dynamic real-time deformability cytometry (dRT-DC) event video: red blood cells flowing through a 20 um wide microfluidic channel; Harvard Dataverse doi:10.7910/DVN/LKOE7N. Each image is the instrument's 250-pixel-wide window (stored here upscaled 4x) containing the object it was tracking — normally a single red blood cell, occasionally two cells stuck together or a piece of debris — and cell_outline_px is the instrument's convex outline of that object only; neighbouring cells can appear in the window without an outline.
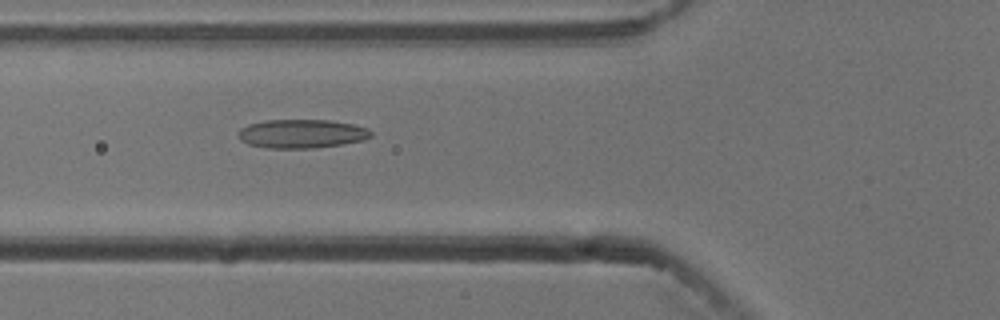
{"species": "common noctule bat (a hibernating species)", "species_latin": "Nyctalus noctula", "temperature_condition": "cold", "stored_images_in_passage": 19, "camera_frame_rate_fps": 3000, "um_per_image_px": 0.085, "animal": {"sex": "male", "body_mass_g": 13.3}, "frame": {"image": 1, "passage_image": 3, "time_ms": 0.667, "image_size_px": [1000, 320], "cell_outline_px": [[372, 136], [364, 140], [340, 144], [312, 148], [268, 148], [248, 144], [240, 140], [236, 132], [240, 128], [248, 124], [268, 120], [328, 120], [352, 124], [368, 128], [372, 132]], "centroid_in_image_um": [25.61, 11.36], "position_along_channel_um": 100.2, "area_um2": 22.25}}
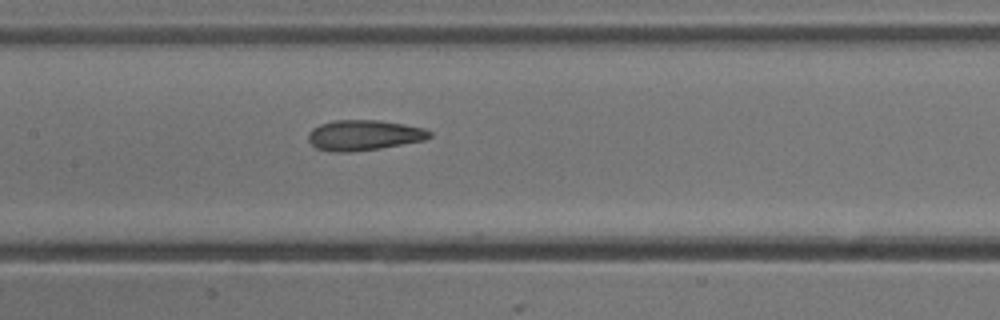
{"frame": {"image": 2, "passage_image": 9, "time_ms": 2.667, "image_size_px": [1000, 320], "cell_outline_px": [[432, 136], [424, 140], [380, 148], [348, 152], [336, 152], [316, 148], [308, 140], [308, 132], [312, 128], [320, 124], [332, 120], [380, 120], [404, 124], [424, 128], [432, 132]], "centroid_in_image_um": [30.92, 11.48], "position_along_channel_um": 176.5, "area_um2": 21.5}}